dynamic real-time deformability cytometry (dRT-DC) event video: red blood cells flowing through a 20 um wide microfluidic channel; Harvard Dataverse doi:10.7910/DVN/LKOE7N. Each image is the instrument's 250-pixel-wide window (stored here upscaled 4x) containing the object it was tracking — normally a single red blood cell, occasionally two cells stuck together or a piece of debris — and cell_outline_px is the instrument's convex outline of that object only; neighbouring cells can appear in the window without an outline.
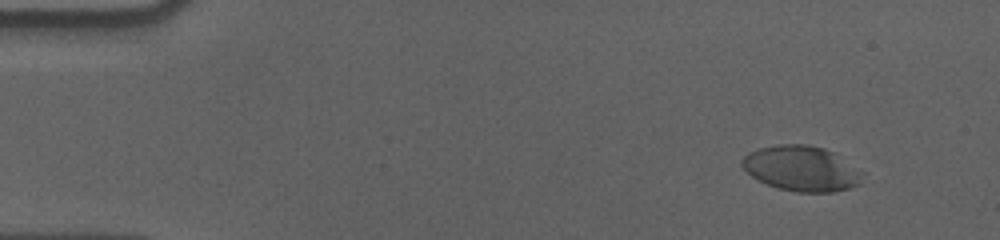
{"species": "human", "species_latin": "Homo sapiens", "temperature_condition": "cold", "stored_images_in_passage": 53, "camera_frame_rate_fps": 3000, "um_per_image_px": 0.085, "donor": {"sex": "male"}, "frame": {"image": 1, "passage_image": 1, "time_ms": 0.0, "image_size_px": [1000, 240], "cell_outline_px": [[864, 172], [860, 184], [848, 188], [832, 192], [796, 192], [780, 188], [768, 184], [752, 176], [740, 164], [740, 160], [748, 152], [760, 148], [780, 144], [808, 144], [824, 148], [832, 152]], "centroid_in_image_um": [68.13, 14.31], "position_along_channel_um": 16.9, "area_um2": 31.56}}
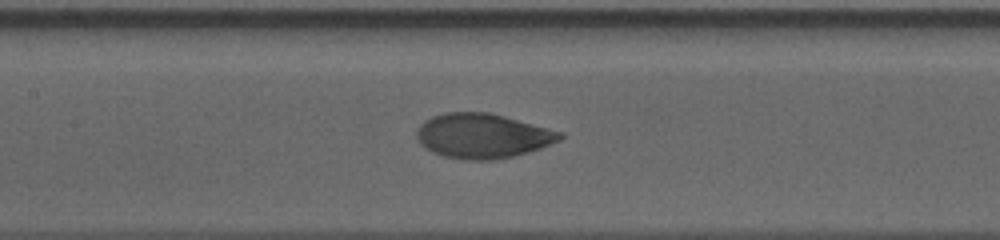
{"frame": {"image": 2, "passage_image": 23, "time_ms": 7.333, "image_size_px": [1000, 240], "cell_outline_px": [[564, 136], [560, 140], [540, 148], [516, 156], [492, 160], [468, 160], [444, 156], [432, 152], [424, 148], [420, 144], [416, 136], [416, 132], [420, 124], [424, 120], [432, 116], [448, 112], [488, 112], [504, 116], [564, 132]], "centroid_in_image_um": [41.01, 11.55], "position_along_channel_um": 166.4, "area_um2": 37.45}}
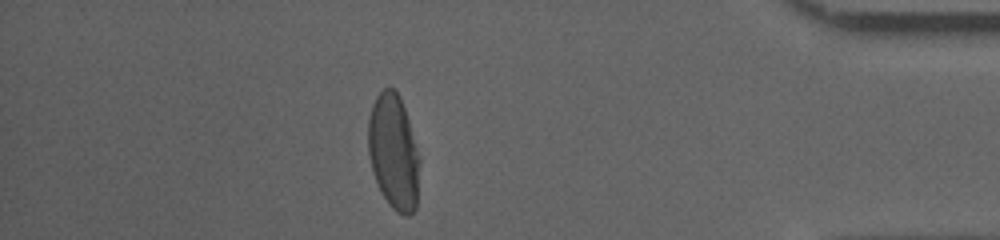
{"frame": {"image": 3, "passage_image": 46, "time_ms": 15.0, "image_size_px": [1000, 240], "cell_outline_px": [[420, 160], [416, 208], [408, 216], [404, 216], [396, 212], [388, 204], [380, 192], [372, 168], [368, 152], [368, 120], [372, 104], [376, 96], [384, 88], [392, 88], [400, 96], [408, 120]], "centroid_in_image_um": [33.45, 12.95], "position_along_channel_um": 401.8, "area_um2": 34.45}, "authors_computed_cell_mechanics": {"area_um2": 36.0094, "velocity_mm_per_s": 3.5739, "shape_relaxation_time_tau1_ms": 4.7157, "shape_relaxation_time_tau2_ms": null, "deformation_change_tau1": 0.1855, "deformation_change_tau2": null}}